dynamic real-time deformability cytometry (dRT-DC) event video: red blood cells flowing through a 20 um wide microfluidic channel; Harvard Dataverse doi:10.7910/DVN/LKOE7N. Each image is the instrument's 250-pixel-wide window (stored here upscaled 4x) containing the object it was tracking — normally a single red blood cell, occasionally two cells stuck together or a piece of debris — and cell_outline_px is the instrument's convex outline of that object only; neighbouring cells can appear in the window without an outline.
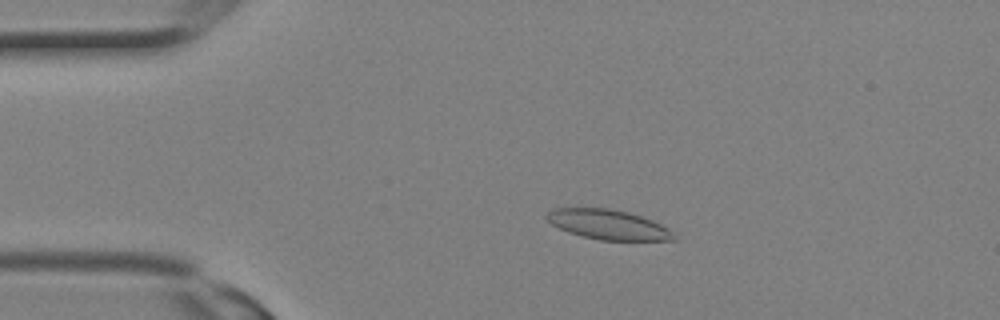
{"species": "Egyptian fruit bat (a non-hibernating species)", "species_latin": "Rousettus aegyptiacus", "temperature_condition": "room temperature", "stored_images_in_passage": 12, "camera_frame_rate_fps": 3000, "um_per_image_px": 0.085, "animal": {"sex": "female"}, "frame": {"image": 1, "passage_image": 7, "time_ms": 2.0, "image_size_px": [1000, 320], "cell_outline_px": [[676, 240], [600, 240], [568, 232], [552, 224], [544, 216], [552, 208], [608, 208], [628, 212], [652, 220], [668, 228], [672, 232]], "centroid_in_image_um": [51.67, 19.08], "position_along_channel_um": 33.3, "area_um2": 21.85}}
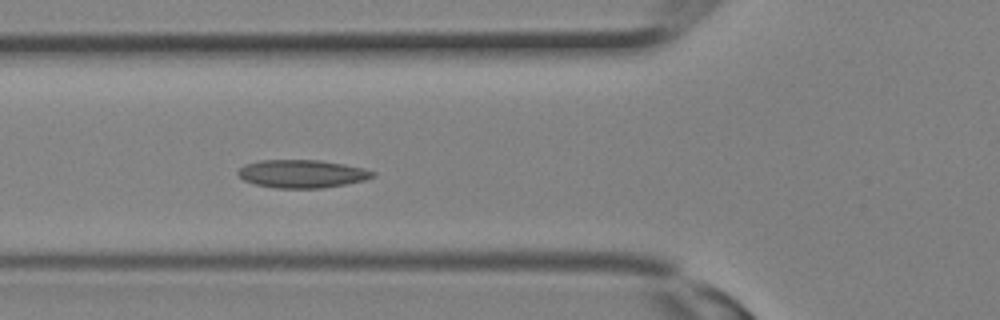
{"frame": {"image": 2, "passage_image": 12, "time_ms": 3.667, "image_size_px": [1000, 320], "cell_outline_px": [[376, 176], [364, 180], [344, 184], [320, 188], [276, 188], [256, 184], [244, 180], [236, 172], [244, 164], [260, 160], [320, 160], [344, 164], [364, 168], [376, 172]], "centroid_in_image_um": [25.68, 14.76], "position_along_channel_um": 100.1, "area_um2": 21.96}}